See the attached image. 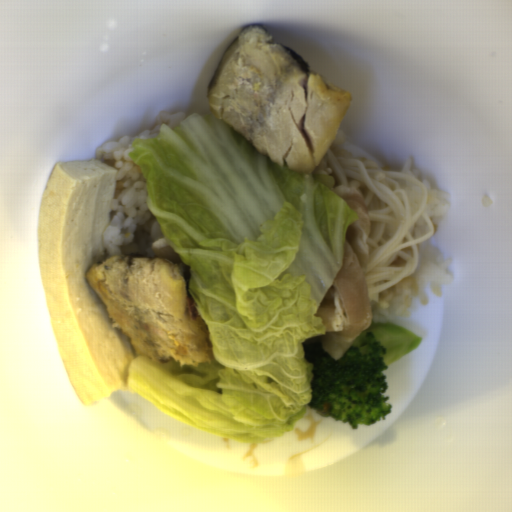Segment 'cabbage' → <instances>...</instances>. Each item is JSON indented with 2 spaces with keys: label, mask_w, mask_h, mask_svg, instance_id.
I'll return each mask as SVG.
<instances>
[{
  "label": "cabbage",
  "mask_w": 512,
  "mask_h": 512,
  "mask_svg": "<svg viewBox=\"0 0 512 512\" xmlns=\"http://www.w3.org/2000/svg\"><path fill=\"white\" fill-rule=\"evenodd\" d=\"M146 205L189 265L212 361L135 356L126 383L162 413L232 441L292 432L312 400L304 346L358 214L329 174L281 168L215 117L192 113L133 140Z\"/></svg>",
  "instance_id": "4295e07d"
}]
</instances>
